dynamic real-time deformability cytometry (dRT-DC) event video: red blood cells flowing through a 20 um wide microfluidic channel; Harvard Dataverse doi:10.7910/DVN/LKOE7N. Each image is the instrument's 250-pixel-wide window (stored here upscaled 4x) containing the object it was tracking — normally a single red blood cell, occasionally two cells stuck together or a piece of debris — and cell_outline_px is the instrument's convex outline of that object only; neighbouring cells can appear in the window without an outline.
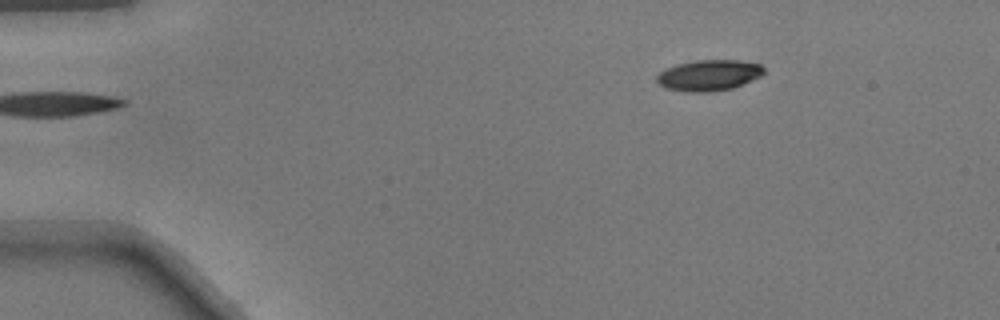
{"species": "common noctule bat (a hibernating species)", "species_latin": "Nyctalus noctula", "temperature_condition": "warm", "stored_images_in_passage": 44, "camera_frame_rate_fps": 3000, "um_per_image_px": 0.085, "animal": {"sex": "male", "body_mass_g": 17.9}, "frame": {"image": 1, "passage_image": 1, "time_ms": 0.0, "image_size_px": [1000, 320], "cell_outline_px": [[764, 72], [760, 76], [732, 88], [708, 92], [684, 92], [664, 88], [656, 80], [656, 76], [664, 68], [676, 64], [696, 60], [740, 60], [760, 64], [764, 68]], "centroid_in_image_um": [60.2, 6.39], "position_along_channel_um": 24.8, "area_um2": 19.36}}
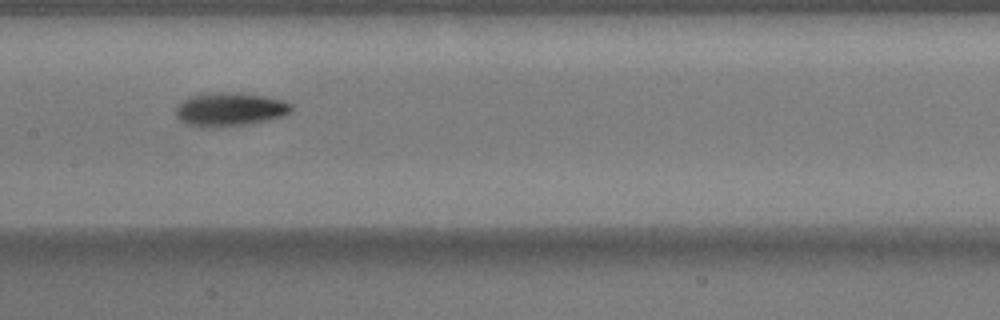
{"frame": {"image": 2, "passage_image": 19, "time_ms": 6.0, "image_size_px": [1000, 320], "cell_outline_px": [[296, 108], [292, 112], [284, 116], [268, 120], [248, 124], [208, 128], [188, 124], [180, 120], [176, 116], [176, 108], [180, 100], [188, 96], [224, 92], [232, 92], [268, 96], [284, 100], [292, 104]], "centroid_in_image_um": [19.59, 9.29], "position_along_channel_um": 187.8, "area_um2": 22.95}}
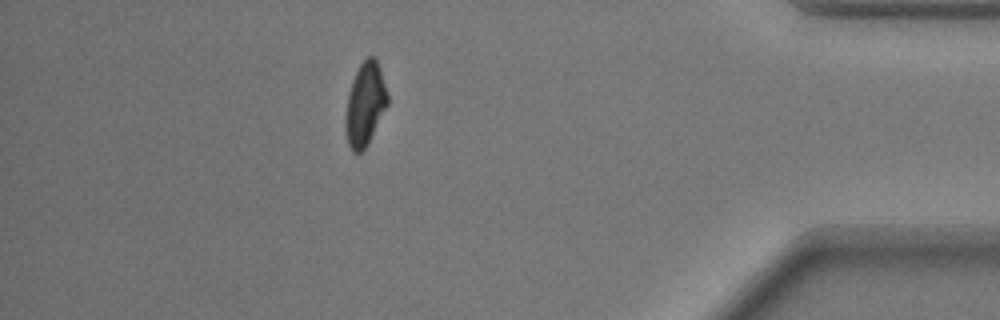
{"frame": {"image": 3, "passage_image": 38, "time_ms": 12.333, "image_size_px": [1000, 320], "cell_outline_px": [[388, 104], [368, 144], [360, 152], [352, 152], [348, 144], [344, 128], [344, 120], [348, 96], [352, 80], [360, 64], [368, 56], [376, 56], [388, 92]], "centroid_in_image_um": [31.03, 8.85], "position_along_channel_um": 404.2, "area_um2": 20.52}}